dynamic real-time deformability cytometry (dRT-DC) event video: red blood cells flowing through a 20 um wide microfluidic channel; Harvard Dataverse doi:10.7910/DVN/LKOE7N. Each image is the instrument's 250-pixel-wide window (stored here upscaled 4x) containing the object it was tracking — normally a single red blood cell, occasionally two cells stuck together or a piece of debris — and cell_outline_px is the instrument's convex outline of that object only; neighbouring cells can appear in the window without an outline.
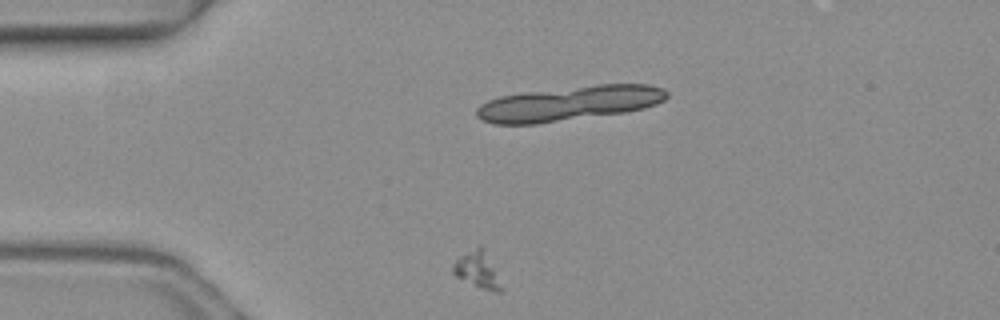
{"species": "common noctule bat (a hibernating species)", "species_latin": "Nyctalus noctula", "temperature_condition": "warm", "stored_images_in_passage": 3, "camera_frame_rate_fps": 3000, "um_per_image_px": 0.085, "animal": {"sex": "female", "body_mass_g": 19.3, "forearm_length_mm": 54.1}, "frame": {"image": 1, "passage_image": 3, "time_ms": 0.667, "image_size_px": [1000, 320], "cell_outline_px": [[504, 288], [500, 292], [496, 292], [480, 288], [456, 276], [452, 272], [452, 264], [460, 256], [480, 244], [484, 244]], "centroid_in_image_um": [40.63, 22.9], "position_along_channel_um": 44.4, "area_um2": 10.52}}